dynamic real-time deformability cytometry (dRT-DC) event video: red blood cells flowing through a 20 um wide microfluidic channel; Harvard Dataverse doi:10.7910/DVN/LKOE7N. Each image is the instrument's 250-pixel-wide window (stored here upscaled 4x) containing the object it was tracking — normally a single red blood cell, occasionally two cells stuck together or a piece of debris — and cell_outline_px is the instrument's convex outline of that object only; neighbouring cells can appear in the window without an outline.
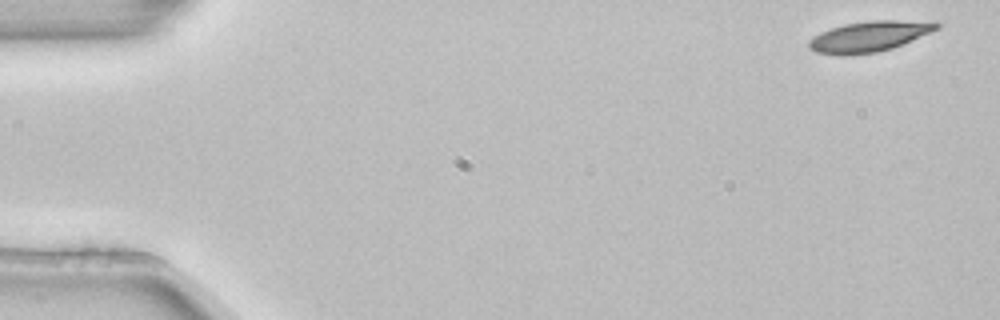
{"species": "common noctule bat (a hibernating species)", "species_latin": "Nyctalus noctula", "temperature_condition": "room temperature", "stored_images_in_passage": 4, "segment_of_instrument_passage": [1, 2], "camera_frame_rate_fps": 3000, "um_per_image_px": 0.085, "animal": {"sex": "female", "body_mass_g": 22.7, "forearm_length_mm": 54.2}, "frame": {"image": 1, "passage_image": 1, "time_ms": 0.0, "image_size_px": [1000, 320], "cell_outline_px": [[940, 28], [912, 40], [892, 48], [876, 52], [844, 56], [840, 56], [816, 52], [808, 48], [808, 40], [820, 32], [844, 24], [872, 20], [936, 20], [940, 24]], "centroid_in_image_um": [73.91, 3.09], "position_along_channel_um": 11.1, "area_um2": 23.06}}
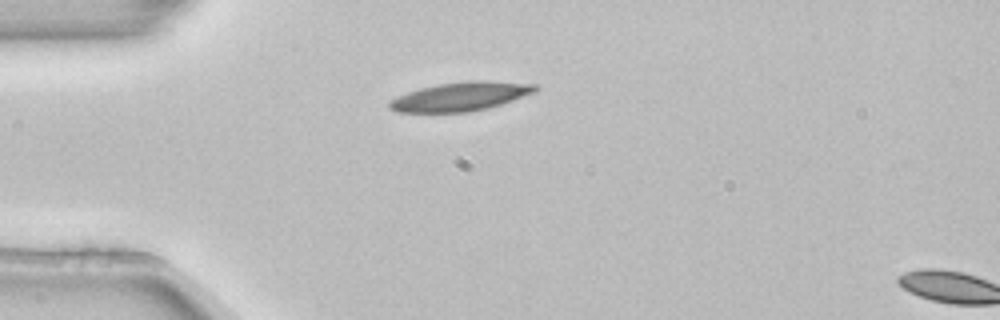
{"frame": {"image": 2, "passage_image": 3, "time_ms": 0.667, "image_size_px": [1000, 320], "cell_outline_px": [[540, 88], [532, 92], [512, 100], [488, 108], [468, 112], [396, 112], [388, 108], [388, 100], [396, 96], [420, 88], [440, 84], [468, 80], [484, 80], [536, 84]], "centroid_in_image_um": [39.09, 8.2], "position_along_channel_um": 45.9, "area_um2": 24.45}}